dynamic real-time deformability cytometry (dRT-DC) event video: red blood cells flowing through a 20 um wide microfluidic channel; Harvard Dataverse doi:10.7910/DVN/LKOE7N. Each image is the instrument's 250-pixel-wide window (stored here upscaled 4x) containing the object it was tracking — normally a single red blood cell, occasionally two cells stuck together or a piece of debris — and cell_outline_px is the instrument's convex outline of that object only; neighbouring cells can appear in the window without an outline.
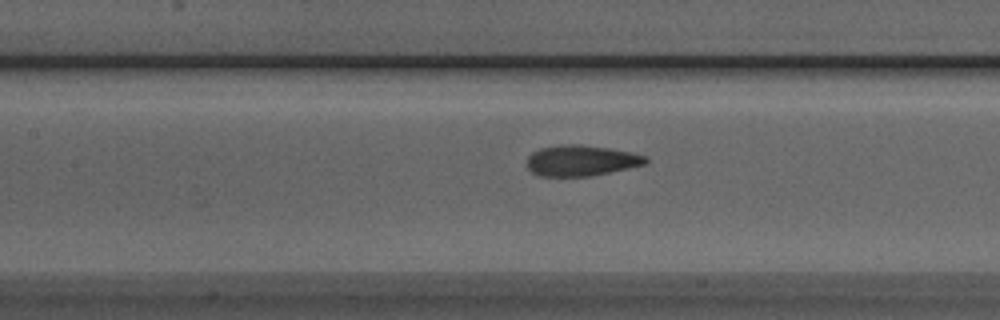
{"species": "Egyptian fruit bat (a non-hibernating species)", "species_latin": "Rousettus aegyptiacus", "temperature_condition": "room temperature", "stored_images_in_passage": 30, "camera_frame_rate_fps": 3000, "um_per_image_px": 0.085, "animal": {"sex": "male"}, "frame": {"image": 1, "passage_image": 11, "time_ms": 3.333, "image_size_px": [1000, 320], "cell_outline_px": [[648, 164], [592, 176], [540, 176], [532, 172], [528, 168], [528, 156], [532, 152], [540, 148], [560, 144], [580, 144], [608, 148], [632, 152], [648, 156]], "centroid_in_image_um": [49.44, 13.64], "position_along_channel_um": 158.0, "area_um2": 21.5}}
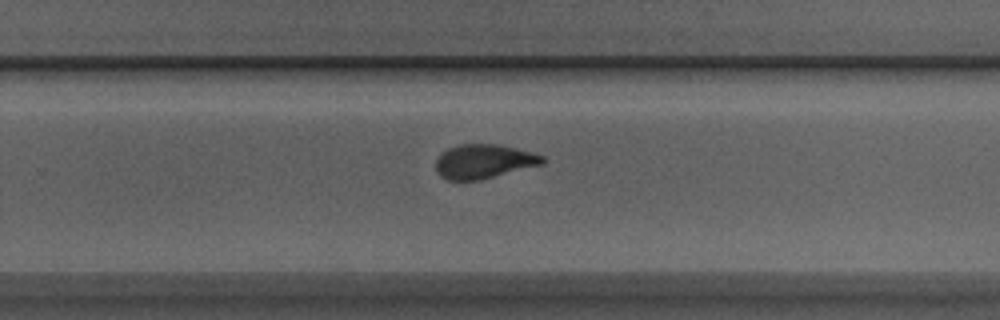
{"frame": {"image": 2, "passage_image": 21, "time_ms": 6.667, "image_size_px": [1000, 320], "cell_outline_px": [[544, 164], [480, 180], [448, 180], [440, 176], [436, 172], [436, 160], [448, 148], [460, 144], [500, 144], [532, 152], [544, 156]], "centroid_in_image_um": [41.14, 13.72], "position_along_channel_um": 288.7, "area_um2": 21.27}}
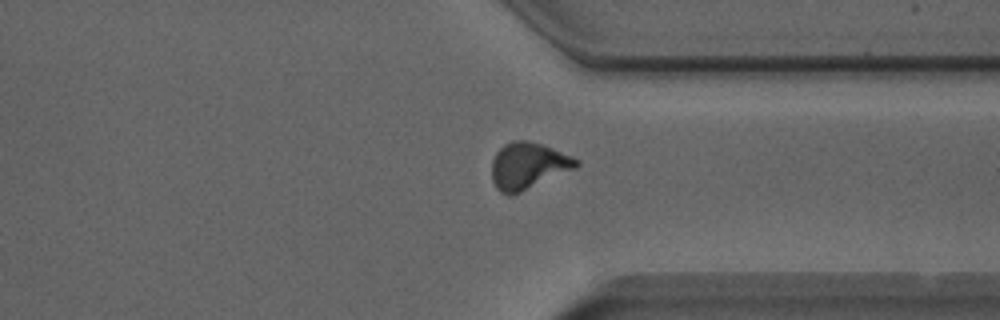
{"frame": {"image": 3, "passage_image": 27, "time_ms": 8.667, "image_size_px": [1000, 320], "cell_outline_px": [[580, 164], [576, 168], [512, 196], [508, 196], [500, 192], [496, 188], [492, 180], [492, 160], [496, 152], [504, 144], [512, 140], [528, 140], [552, 148], [572, 156], [580, 160]], "centroid_in_image_um": [44.87, 14.1], "position_along_channel_um": 366.5, "area_um2": 23.12}}